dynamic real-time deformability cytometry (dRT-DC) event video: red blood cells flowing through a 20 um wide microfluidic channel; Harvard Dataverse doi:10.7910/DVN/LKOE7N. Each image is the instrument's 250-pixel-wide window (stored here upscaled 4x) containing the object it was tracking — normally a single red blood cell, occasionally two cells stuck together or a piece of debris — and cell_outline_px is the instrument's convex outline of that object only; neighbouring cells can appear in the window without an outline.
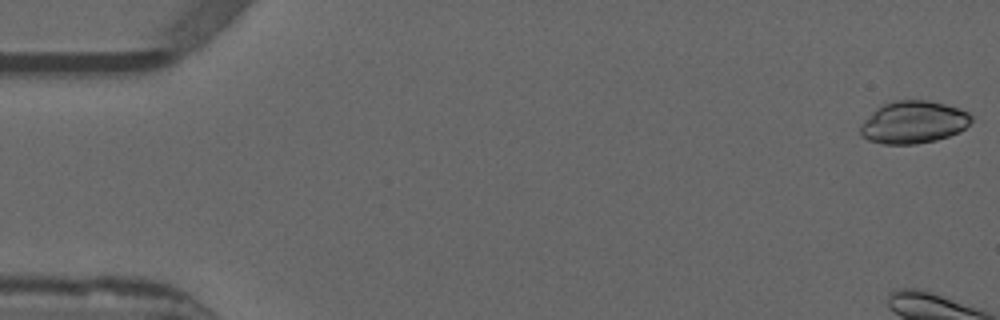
{"species": "common noctule bat (a hibernating species)", "species_latin": "Nyctalus noctula", "temperature_condition": "warm", "stored_images_in_passage": 6, "camera_frame_rate_fps": 3000, "um_per_image_px": 0.085, "animal": {"sex": "male", "forearm_length_mm": 52.5}, "frame": {"image": 1, "passage_image": 1, "time_ms": 0.0, "image_size_px": [1000, 320], "cell_outline_px": [[972, 120], [960, 132], [936, 140], [916, 144], [884, 144], [868, 140], [860, 136], [860, 124], [876, 108], [884, 104], [896, 100], [928, 100], [960, 108], [968, 112], [972, 116]], "centroid_in_image_um": [77.63, 10.39], "position_along_channel_um": 7.4, "area_um2": 27.51}}